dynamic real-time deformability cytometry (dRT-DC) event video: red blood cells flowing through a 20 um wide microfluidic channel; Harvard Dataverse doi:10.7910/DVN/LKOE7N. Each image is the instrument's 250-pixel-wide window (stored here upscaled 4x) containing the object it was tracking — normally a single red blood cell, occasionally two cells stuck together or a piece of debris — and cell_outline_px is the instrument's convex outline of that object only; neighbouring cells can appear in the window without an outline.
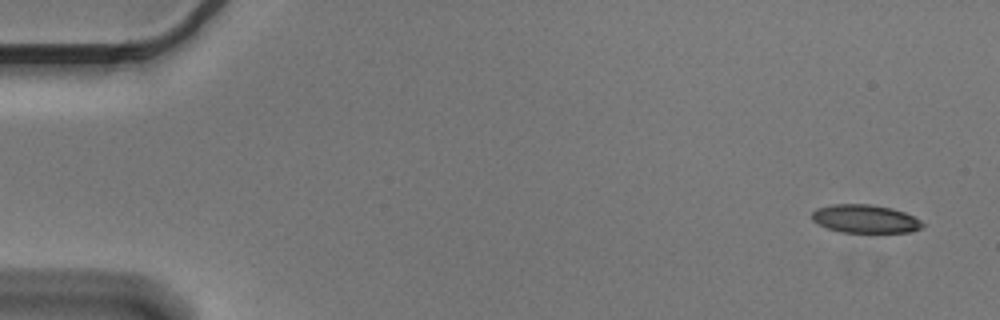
{"species": "Egyptian fruit bat (a non-hibernating species)", "species_latin": "Rousettus aegyptiacus", "temperature_condition": "cold", "stored_images_in_passage": 5, "camera_frame_rate_fps": 3000, "um_per_image_px": 0.085, "animal": {"sex": "male"}, "frame": {"image": 1, "passage_image": 1, "time_ms": 0.0, "image_size_px": [1000, 320], "cell_outline_px": [[928, 224], [924, 228], [912, 232], [840, 232], [828, 228], [812, 220], [812, 212], [816, 208], [832, 204], [868, 204], [892, 208], [904, 212]], "centroid_in_image_um": [73.58, 18.6], "position_along_channel_um": 11.4, "area_um2": 18.32}}